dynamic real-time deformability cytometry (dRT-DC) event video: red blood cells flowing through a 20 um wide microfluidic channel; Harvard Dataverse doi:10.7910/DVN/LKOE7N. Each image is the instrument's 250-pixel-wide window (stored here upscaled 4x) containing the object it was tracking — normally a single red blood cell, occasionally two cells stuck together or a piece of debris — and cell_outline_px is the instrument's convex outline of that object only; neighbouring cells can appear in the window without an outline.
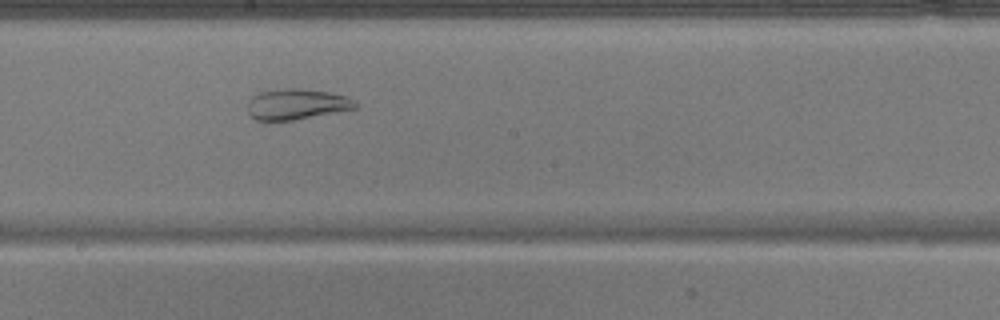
{"species": "common noctule bat (a hibernating species)", "species_latin": "Nyctalus noctula", "temperature_condition": "warm", "stored_images_in_passage": 35, "camera_frame_rate_fps": 3000, "um_per_image_px": 0.085, "animal": {"sex": "male", "body_mass_g": 17.9}, "frame": {"image": 1, "passage_image": 13, "time_ms": 4.0, "image_size_px": [1000, 320], "cell_outline_px": [[360, 104], [356, 108], [292, 120], [256, 120], [248, 116], [248, 100], [252, 96], [260, 92], [280, 88], [304, 88], [328, 92], [348, 96]], "centroid_in_image_um": [25.2, 8.84], "position_along_channel_um": 223.0, "area_um2": 19.42}}
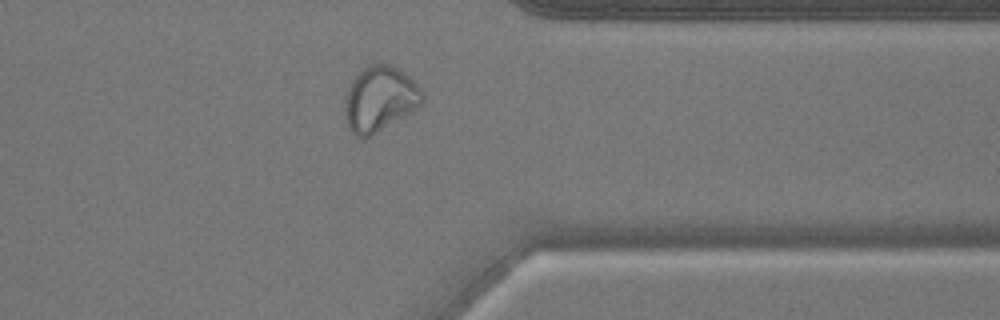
{"frame": {"image": 2, "passage_image": 25, "time_ms": 8.0, "image_size_px": [1000, 320], "cell_outline_px": [[424, 100], [412, 112], [364, 140], [360, 140], [348, 128], [344, 112], [344, 96], [352, 80], [368, 64], [388, 64], [404, 72], [424, 92]], "centroid_in_image_um": [32.25, 8.44], "position_along_channel_um": 379.1, "area_um2": 29.65}}
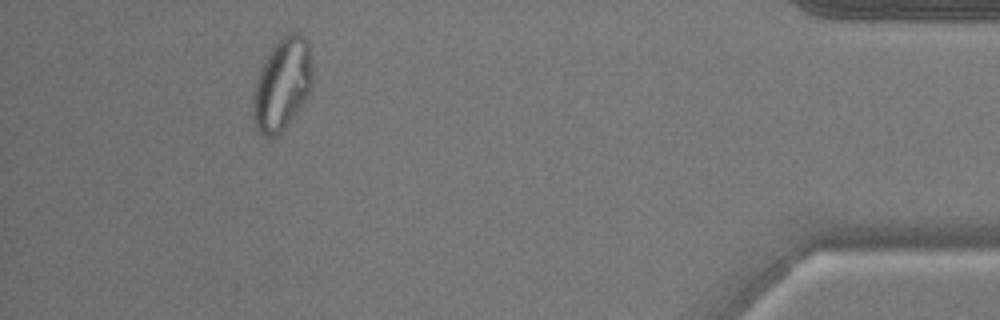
{"frame": {"image": 3, "passage_image": 31, "time_ms": 10.0, "image_size_px": [1000, 320], "cell_outline_px": [[312, 88], [308, 96], [284, 128], [276, 136], [264, 136], [256, 128], [252, 120], [252, 96], [256, 80], [260, 68], [272, 48], [280, 36], [288, 32], [300, 32], [304, 36], [308, 44], [312, 72]], "centroid_in_image_um": [23.97, 7.14], "position_along_channel_um": 411.2, "area_um2": 32.02}}